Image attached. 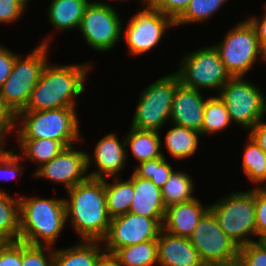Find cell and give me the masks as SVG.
<instances>
[{
  "mask_svg": "<svg viewBox=\"0 0 266 266\" xmlns=\"http://www.w3.org/2000/svg\"><path fill=\"white\" fill-rule=\"evenodd\" d=\"M66 222L79 240L101 241L107 234L111 218L107 212L105 178H91L67 190ZM70 219V220H69Z\"/></svg>",
  "mask_w": 266,
  "mask_h": 266,
  "instance_id": "cell-1",
  "label": "cell"
},
{
  "mask_svg": "<svg viewBox=\"0 0 266 266\" xmlns=\"http://www.w3.org/2000/svg\"><path fill=\"white\" fill-rule=\"evenodd\" d=\"M92 65H55L47 62L29 102L22 111H42L57 108H75L77 97L85 90L86 77Z\"/></svg>",
  "mask_w": 266,
  "mask_h": 266,
  "instance_id": "cell-2",
  "label": "cell"
},
{
  "mask_svg": "<svg viewBox=\"0 0 266 266\" xmlns=\"http://www.w3.org/2000/svg\"><path fill=\"white\" fill-rule=\"evenodd\" d=\"M19 219L20 241L53 247L67 224L64 198L19 195Z\"/></svg>",
  "mask_w": 266,
  "mask_h": 266,
  "instance_id": "cell-3",
  "label": "cell"
},
{
  "mask_svg": "<svg viewBox=\"0 0 266 266\" xmlns=\"http://www.w3.org/2000/svg\"><path fill=\"white\" fill-rule=\"evenodd\" d=\"M75 110L76 108L64 107L42 111H21L15 116L14 136L30 139L49 138L60 141L65 147L72 146L83 139Z\"/></svg>",
  "mask_w": 266,
  "mask_h": 266,
  "instance_id": "cell-4",
  "label": "cell"
},
{
  "mask_svg": "<svg viewBox=\"0 0 266 266\" xmlns=\"http://www.w3.org/2000/svg\"><path fill=\"white\" fill-rule=\"evenodd\" d=\"M52 40L48 36L29 51L27 56H16L11 74L0 88V97L14 116L27 106L42 70L49 61L48 52Z\"/></svg>",
  "mask_w": 266,
  "mask_h": 266,
  "instance_id": "cell-5",
  "label": "cell"
},
{
  "mask_svg": "<svg viewBox=\"0 0 266 266\" xmlns=\"http://www.w3.org/2000/svg\"><path fill=\"white\" fill-rule=\"evenodd\" d=\"M209 206L220 228L238 247L255 241L251 238L257 236L254 187L232 192Z\"/></svg>",
  "mask_w": 266,
  "mask_h": 266,
  "instance_id": "cell-6",
  "label": "cell"
},
{
  "mask_svg": "<svg viewBox=\"0 0 266 266\" xmlns=\"http://www.w3.org/2000/svg\"><path fill=\"white\" fill-rule=\"evenodd\" d=\"M179 84V76L174 71L145 87L135 107L131 127L159 132L166 122H170L171 106Z\"/></svg>",
  "mask_w": 266,
  "mask_h": 266,
  "instance_id": "cell-7",
  "label": "cell"
},
{
  "mask_svg": "<svg viewBox=\"0 0 266 266\" xmlns=\"http://www.w3.org/2000/svg\"><path fill=\"white\" fill-rule=\"evenodd\" d=\"M179 63L176 73L180 83L188 88L196 90L216 89V93H219L232 77L213 45L186 53Z\"/></svg>",
  "mask_w": 266,
  "mask_h": 266,
  "instance_id": "cell-8",
  "label": "cell"
},
{
  "mask_svg": "<svg viewBox=\"0 0 266 266\" xmlns=\"http://www.w3.org/2000/svg\"><path fill=\"white\" fill-rule=\"evenodd\" d=\"M233 123L250 130L266 115V96L244 76L231 77L217 94Z\"/></svg>",
  "mask_w": 266,
  "mask_h": 266,
  "instance_id": "cell-9",
  "label": "cell"
},
{
  "mask_svg": "<svg viewBox=\"0 0 266 266\" xmlns=\"http://www.w3.org/2000/svg\"><path fill=\"white\" fill-rule=\"evenodd\" d=\"M214 45L226 70L232 77L245 76L258 62L259 44L254 26L248 19L234 28Z\"/></svg>",
  "mask_w": 266,
  "mask_h": 266,
  "instance_id": "cell-10",
  "label": "cell"
},
{
  "mask_svg": "<svg viewBox=\"0 0 266 266\" xmlns=\"http://www.w3.org/2000/svg\"><path fill=\"white\" fill-rule=\"evenodd\" d=\"M119 12L104 1H90L83 14L79 31L95 51H110L120 42L123 22Z\"/></svg>",
  "mask_w": 266,
  "mask_h": 266,
  "instance_id": "cell-11",
  "label": "cell"
},
{
  "mask_svg": "<svg viewBox=\"0 0 266 266\" xmlns=\"http://www.w3.org/2000/svg\"><path fill=\"white\" fill-rule=\"evenodd\" d=\"M206 265L236 266L239 247L220 228L208 210L188 237Z\"/></svg>",
  "mask_w": 266,
  "mask_h": 266,
  "instance_id": "cell-12",
  "label": "cell"
},
{
  "mask_svg": "<svg viewBox=\"0 0 266 266\" xmlns=\"http://www.w3.org/2000/svg\"><path fill=\"white\" fill-rule=\"evenodd\" d=\"M143 5L144 9L133 15L122 31L129 55L135 57L157 47L167 30L176 27L172 18L154 9L147 1Z\"/></svg>",
  "mask_w": 266,
  "mask_h": 266,
  "instance_id": "cell-13",
  "label": "cell"
},
{
  "mask_svg": "<svg viewBox=\"0 0 266 266\" xmlns=\"http://www.w3.org/2000/svg\"><path fill=\"white\" fill-rule=\"evenodd\" d=\"M164 220H154L135 213H125L111 219L106 236L101 240L106 254L117 249L157 240L163 229Z\"/></svg>",
  "mask_w": 266,
  "mask_h": 266,
  "instance_id": "cell-14",
  "label": "cell"
},
{
  "mask_svg": "<svg viewBox=\"0 0 266 266\" xmlns=\"http://www.w3.org/2000/svg\"><path fill=\"white\" fill-rule=\"evenodd\" d=\"M75 149L74 145L65 147L48 163L33 171L32 175L56 184L62 183L66 190L86 181L90 177L87 169V152Z\"/></svg>",
  "mask_w": 266,
  "mask_h": 266,
  "instance_id": "cell-15",
  "label": "cell"
},
{
  "mask_svg": "<svg viewBox=\"0 0 266 266\" xmlns=\"http://www.w3.org/2000/svg\"><path fill=\"white\" fill-rule=\"evenodd\" d=\"M127 151L125 138L119 141L115 133L104 135L95 145L93 155L87 152V169L96 165L95 171L88 172L89 176L99 179L118 177L128 161Z\"/></svg>",
  "mask_w": 266,
  "mask_h": 266,
  "instance_id": "cell-16",
  "label": "cell"
},
{
  "mask_svg": "<svg viewBox=\"0 0 266 266\" xmlns=\"http://www.w3.org/2000/svg\"><path fill=\"white\" fill-rule=\"evenodd\" d=\"M206 100L201 90L188 88L180 83L174 94L170 122L201 133Z\"/></svg>",
  "mask_w": 266,
  "mask_h": 266,
  "instance_id": "cell-17",
  "label": "cell"
},
{
  "mask_svg": "<svg viewBox=\"0 0 266 266\" xmlns=\"http://www.w3.org/2000/svg\"><path fill=\"white\" fill-rule=\"evenodd\" d=\"M159 266H204L198 251L188 238L172 235L163 229L157 238Z\"/></svg>",
  "mask_w": 266,
  "mask_h": 266,
  "instance_id": "cell-18",
  "label": "cell"
},
{
  "mask_svg": "<svg viewBox=\"0 0 266 266\" xmlns=\"http://www.w3.org/2000/svg\"><path fill=\"white\" fill-rule=\"evenodd\" d=\"M199 199L166 207L163 230L180 237H190L203 215L209 210Z\"/></svg>",
  "mask_w": 266,
  "mask_h": 266,
  "instance_id": "cell-19",
  "label": "cell"
},
{
  "mask_svg": "<svg viewBox=\"0 0 266 266\" xmlns=\"http://www.w3.org/2000/svg\"><path fill=\"white\" fill-rule=\"evenodd\" d=\"M129 212L154 220H164L166 207L161 188L150 179H143L134 174V198Z\"/></svg>",
  "mask_w": 266,
  "mask_h": 266,
  "instance_id": "cell-20",
  "label": "cell"
},
{
  "mask_svg": "<svg viewBox=\"0 0 266 266\" xmlns=\"http://www.w3.org/2000/svg\"><path fill=\"white\" fill-rule=\"evenodd\" d=\"M104 254L101 241L80 240L68 248H54L53 266H94Z\"/></svg>",
  "mask_w": 266,
  "mask_h": 266,
  "instance_id": "cell-21",
  "label": "cell"
},
{
  "mask_svg": "<svg viewBox=\"0 0 266 266\" xmlns=\"http://www.w3.org/2000/svg\"><path fill=\"white\" fill-rule=\"evenodd\" d=\"M91 0H51L47 18L54 29L68 31L80 27L83 14Z\"/></svg>",
  "mask_w": 266,
  "mask_h": 266,
  "instance_id": "cell-22",
  "label": "cell"
},
{
  "mask_svg": "<svg viewBox=\"0 0 266 266\" xmlns=\"http://www.w3.org/2000/svg\"><path fill=\"white\" fill-rule=\"evenodd\" d=\"M160 134L157 131L141 130L130 127L125 136L126 149L131 153L138 163L163 156L161 151Z\"/></svg>",
  "mask_w": 266,
  "mask_h": 266,
  "instance_id": "cell-23",
  "label": "cell"
},
{
  "mask_svg": "<svg viewBox=\"0 0 266 266\" xmlns=\"http://www.w3.org/2000/svg\"><path fill=\"white\" fill-rule=\"evenodd\" d=\"M110 178L112 182L105 178V195L107 212L112 219L129 212L134 198V173L124 181L119 176Z\"/></svg>",
  "mask_w": 266,
  "mask_h": 266,
  "instance_id": "cell-24",
  "label": "cell"
},
{
  "mask_svg": "<svg viewBox=\"0 0 266 266\" xmlns=\"http://www.w3.org/2000/svg\"><path fill=\"white\" fill-rule=\"evenodd\" d=\"M170 129L164 136V144L169 154L175 159H184L193 156L199 145L200 132L187 127L178 126L172 123Z\"/></svg>",
  "mask_w": 266,
  "mask_h": 266,
  "instance_id": "cell-25",
  "label": "cell"
},
{
  "mask_svg": "<svg viewBox=\"0 0 266 266\" xmlns=\"http://www.w3.org/2000/svg\"><path fill=\"white\" fill-rule=\"evenodd\" d=\"M112 256L117 266H157V240L121 247Z\"/></svg>",
  "mask_w": 266,
  "mask_h": 266,
  "instance_id": "cell-26",
  "label": "cell"
},
{
  "mask_svg": "<svg viewBox=\"0 0 266 266\" xmlns=\"http://www.w3.org/2000/svg\"><path fill=\"white\" fill-rule=\"evenodd\" d=\"M20 153L18 154L22 160H31L35 162L37 169L43 164L48 163L57 156L65 146L60 142L49 138L30 139L17 138ZM23 157V158H22Z\"/></svg>",
  "mask_w": 266,
  "mask_h": 266,
  "instance_id": "cell-27",
  "label": "cell"
},
{
  "mask_svg": "<svg viewBox=\"0 0 266 266\" xmlns=\"http://www.w3.org/2000/svg\"><path fill=\"white\" fill-rule=\"evenodd\" d=\"M242 169L255 187H266V153L249 135L243 151Z\"/></svg>",
  "mask_w": 266,
  "mask_h": 266,
  "instance_id": "cell-28",
  "label": "cell"
},
{
  "mask_svg": "<svg viewBox=\"0 0 266 266\" xmlns=\"http://www.w3.org/2000/svg\"><path fill=\"white\" fill-rule=\"evenodd\" d=\"M194 181L192 176L182 170L173 171L161 188L164 206L184 203L195 199L193 194Z\"/></svg>",
  "mask_w": 266,
  "mask_h": 266,
  "instance_id": "cell-29",
  "label": "cell"
},
{
  "mask_svg": "<svg viewBox=\"0 0 266 266\" xmlns=\"http://www.w3.org/2000/svg\"><path fill=\"white\" fill-rule=\"evenodd\" d=\"M230 123H232V121L222 99L218 95L207 98L201 135L207 136L219 131H225V128H227L228 125L230 126Z\"/></svg>",
  "mask_w": 266,
  "mask_h": 266,
  "instance_id": "cell-30",
  "label": "cell"
},
{
  "mask_svg": "<svg viewBox=\"0 0 266 266\" xmlns=\"http://www.w3.org/2000/svg\"><path fill=\"white\" fill-rule=\"evenodd\" d=\"M0 233L9 237L12 241L19 240V195L10 196L0 189Z\"/></svg>",
  "mask_w": 266,
  "mask_h": 266,
  "instance_id": "cell-31",
  "label": "cell"
},
{
  "mask_svg": "<svg viewBox=\"0 0 266 266\" xmlns=\"http://www.w3.org/2000/svg\"><path fill=\"white\" fill-rule=\"evenodd\" d=\"M228 0H191L185 12L175 21V26L207 23Z\"/></svg>",
  "mask_w": 266,
  "mask_h": 266,
  "instance_id": "cell-32",
  "label": "cell"
},
{
  "mask_svg": "<svg viewBox=\"0 0 266 266\" xmlns=\"http://www.w3.org/2000/svg\"><path fill=\"white\" fill-rule=\"evenodd\" d=\"M134 174L143 179H150L157 187L162 188L175 170L166 160V156L138 163Z\"/></svg>",
  "mask_w": 266,
  "mask_h": 266,
  "instance_id": "cell-33",
  "label": "cell"
},
{
  "mask_svg": "<svg viewBox=\"0 0 266 266\" xmlns=\"http://www.w3.org/2000/svg\"><path fill=\"white\" fill-rule=\"evenodd\" d=\"M53 254L54 247L22 242V266H53Z\"/></svg>",
  "mask_w": 266,
  "mask_h": 266,
  "instance_id": "cell-34",
  "label": "cell"
},
{
  "mask_svg": "<svg viewBox=\"0 0 266 266\" xmlns=\"http://www.w3.org/2000/svg\"><path fill=\"white\" fill-rule=\"evenodd\" d=\"M236 266H266V248L256 241L240 246Z\"/></svg>",
  "mask_w": 266,
  "mask_h": 266,
  "instance_id": "cell-35",
  "label": "cell"
},
{
  "mask_svg": "<svg viewBox=\"0 0 266 266\" xmlns=\"http://www.w3.org/2000/svg\"><path fill=\"white\" fill-rule=\"evenodd\" d=\"M22 159L11 148L0 154V180L10 181L24 174V168L20 165Z\"/></svg>",
  "mask_w": 266,
  "mask_h": 266,
  "instance_id": "cell-36",
  "label": "cell"
},
{
  "mask_svg": "<svg viewBox=\"0 0 266 266\" xmlns=\"http://www.w3.org/2000/svg\"><path fill=\"white\" fill-rule=\"evenodd\" d=\"M191 0H147L156 10L176 21L187 9Z\"/></svg>",
  "mask_w": 266,
  "mask_h": 266,
  "instance_id": "cell-37",
  "label": "cell"
},
{
  "mask_svg": "<svg viewBox=\"0 0 266 266\" xmlns=\"http://www.w3.org/2000/svg\"><path fill=\"white\" fill-rule=\"evenodd\" d=\"M27 7L22 0H0V23L17 22L24 16Z\"/></svg>",
  "mask_w": 266,
  "mask_h": 266,
  "instance_id": "cell-38",
  "label": "cell"
},
{
  "mask_svg": "<svg viewBox=\"0 0 266 266\" xmlns=\"http://www.w3.org/2000/svg\"><path fill=\"white\" fill-rule=\"evenodd\" d=\"M255 219L258 237L266 233V187H255Z\"/></svg>",
  "mask_w": 266,
  "mask_h": 266,
  "instance_id": "cell-39",
  "label": "cell"
},
{
  "mask_svg": "<svg viewBox=\"0 0 266 266\" xmlns=\"http://www.w3.org/2000/svg\"><path fill=\"white\" fill-rule=\"evenodd\" d=\"M0 266H22V241H11L0 253Z\"/></svg>",
  "mask_w": 266,
  "mask_h": 266,
  "instance_id": "cell-40",
  "label": "cell"
},
{
  "mask_svg": "<svg viewBox=\"0 0 266 266\" xmlns=\"http://www.w3.org/2000/svg\"><path fill=\"white\" fill-rule=\"evenodd\" d=\"M17 55L11 49L0 45V88L10 76Z\"/></svg>",
  "mask_w": 266,
  "mask_h": 266,
  "instance_id": "cell-41",
  "label": "cell"
},
{
  "mask_svg": "<svg viewBox=\"0 0 266 266\" xmlns=\"http://www.w3.org/2000/svg\"><path fill=\"white\" fill-rule=\"evenodd\" d=\"M0 130L6 135H14L15 130V116L5 106L0 97Z\"/></svg>",
  "mask_w": 266,
  "mask_h": 266,
  "instance_id": "cell-42",
  "label": "cell"
},
{
  "mask_svg": "<svg viewBox=\"0 0 266 266\" xmlns=\"http://www.w3.org/2000/svg\"><path fill=\"white\" fill-rule=\"evenodd\" d=\"M258 146L266 153V122L260 120L254 125L248 134Z\"/></svg>",
  "mask_w": 266,
  "mask_h": 266,
  "instance_id": "cell-43",
  "label": "cell"
},
{
  "mask_svg": "<svg viewBox=\"0 0 266 266\" xmlns=\"http://www.w3.org/2000/svg\"><path fill=\"white\" fill-rule=\"evenodd\" d=\"M266 7V6H265ZM248 20L250 23L254 26L256 33H257V39H266V8L265 13H263L262 18H258L256 16L248 17Z\"/></svg>",
  "mask_w": 266,
  "mask_h": 266,
  "instance_id": "cell-44",
  "label": "cell"
},
{
  "mask_svg": "<svg viewBox=\"0 0 266 266\" xmlns=\"http://www.w3.org/2000/svg\"><path fill=\"white\" fill-rule=\"evenodd\" d=\"M94 266H117V263L112 255L105 253Z\"/></svg>",
  "mask_w": 266,
  "mask_h": 266,
  "instance_id": "cell-45",
  "label": "cell"
},
{
  "mask_svg": "<svg viewBox=\"0 0 266 266\" xmlns=\"http://www.w3.org/2000/svg\"><path fill=\"white\" fill-rule=\"evenodd\" d=\"M258 44L260 58L266 61V39H258Z\"/></svg>",
  "mask_w": 266,
  "mask_h": 266,
  "instance_id": "cell-46",
  "label": "cell"
},
{
  "mask_svg": "<svg viewBox=\"0 0 266 266\" xmlns=\"http://www.w3.org/2000/svg\"><path fill=\"white\" fill-rule=\"evenodd\" d=\"M12 240L4 234L0 233V253L8 246Z\"/></svg>",
  "mask_w": 266,
  "mask_h": 266,
  "instance_id": "cell-47",
  "label": "cell"
},
{
  "mask_svg": "<svg viewBox=\"0 0 266 266\" xmlns=\"http://www.w3.org/2000/svg\"><path fill=\"white\" fill-rule=\"evenodd\" d=\"M6 135L0 130V154L6 152V148H4L5 143H8V139L6 138Z\"/></svg>",
  "mask_w": 266,
  "mask_h": 266,
  "instance_id": "cell-48",
  "label": "cell"
},
{
  "mask_svg": "<svg viewBox=\"0 0 266 266\" xmlns=\"http://www.w3.org/2000/svg\"><path fill=\"white\" fill-rule=\"evenodd\" d=\"M258 240H255L258 242L262 247L266 248V233L260 234L258 237Z\"/></svg>",
  "mask_w": 266,
  "mask_h": 266,
  "instance_id": "cell-49",
  "label": "cell"
},
{
  "mask_svg": "<svg viewBox=\"0 0 266 266\" xmlns=\"http://www.w3.org/2000/svg\"><path fill=\"white\" fill-rule=\"evenodd\" d=\"M110 1V0H109ZM112 1V0H111ZM115 1V0H114ZM117 1H125V0H117ZM140 2H142V4L145 2V0H140Z\"/></svg>",
  "mask_w": 266,
  "mask_h": 266,
  "instance_id": "cell-50",
  "label": "cell"
},
{
  "mask_svg": "<svg viewBox=\"0 0 266 266\" xmlns=\"http://www.w3.org/2000/svg\"><path fill=\"white\" fill-rule=\"evenodd\" d=\"M26 5L29 4L30 0H22Z\"/></svg>",
  "mask_w": 266,
  "mask_h": 266,
  "instance_id": "cell-51",
  "label": "cell"
},
{
  "mask_svg": "<svg viewBox=\"0 0 266 266\" xmlns=\"http://www.w3.org/2000/svg\"><path fill=\"white\" fill-rule=\"evenodd\" d=\"M204 266H221V265H206V264H205Z\"/></svg>",
  "mask_w": 266,
  "mask_h": 266,
  "instance_id": "cell-52",
  "label": "cell"
}]
</instances>
